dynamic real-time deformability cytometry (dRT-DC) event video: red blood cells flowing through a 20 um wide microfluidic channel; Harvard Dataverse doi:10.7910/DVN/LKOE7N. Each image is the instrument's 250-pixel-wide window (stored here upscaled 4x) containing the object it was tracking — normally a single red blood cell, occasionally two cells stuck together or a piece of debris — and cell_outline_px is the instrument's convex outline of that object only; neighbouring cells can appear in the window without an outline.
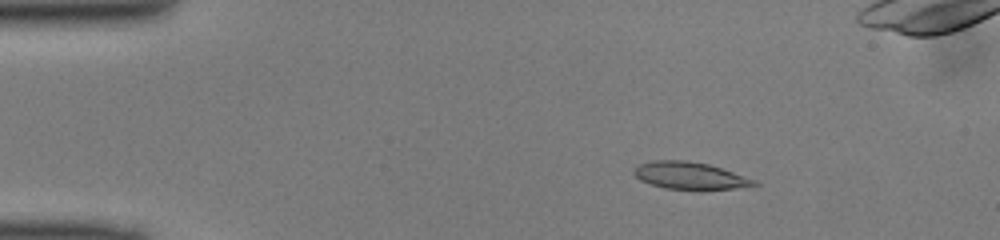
{"species": "common noctule bat (a hibernating species)", "species_latin": "Nyctalus noctula", "temperature_condition": "cold", "stored_images_in_passage": 49, "camera_frame_rate_fps": 3000, "um_per_image_px": 0.085, "animal": {"sex": "male", "body_mass_g": 13.0, "forearm_length_mm": 53.1}, "frame": {"image": 1, "passage_image": 7, "time_ms": 2.0, "image_size_px": [1000, 240], "cell_outline_px": [[760, 184], [736, 188], [700, 192], [696, 192], [664, 188], [640, 180], [632, 172], [640, 164], [652, 160], [684, 160], [708, 164], [756, 180]], "centroid_in_image_um": [58.65, 14.97], "position_along_channel_um": 26.3, "area_um2": 19.48}}
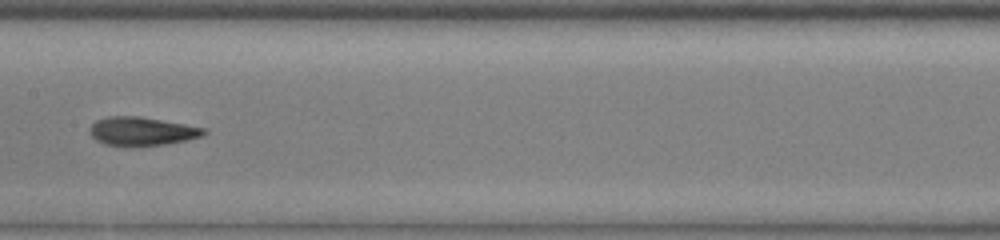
{"frame": {"image": 2, "passage_image": 24, "time_ms": 7.667, "image_size_px": [1000, 240], "cell_outline_px": [[208, 132], [204, 136], [164, 144], [104, 144], [96, 140], [88, 132], [88, 128], [96, 120], [108, 116], [140, 116], [208, 128]], "centroid_in_image_um": [12.08, 11.12], "position_along_channel_um": 195.3, "area_um2": 18.67}}
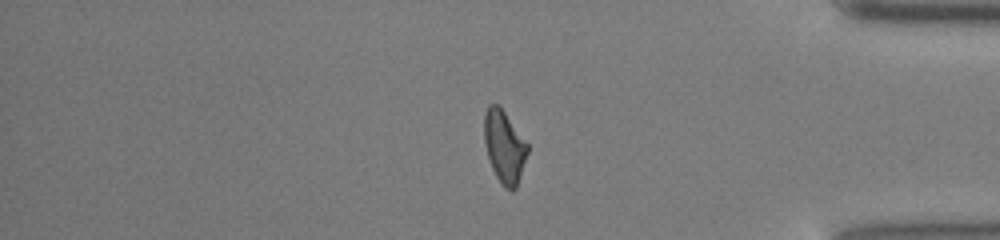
{"frame": {"image": 3, "passage_image": 40, "time_ms": 13.0, "image_size_px": [1000, 240], "cell_outline_px": [[528, 152], [516, 188], [512, 192], [496, 176], [492, 168], [488, 156], [484, 140], [484, 112], [488, 104], [496, 104], [504, 112], [528, 144]], "centroid_in_image_um": [42.86, 12.44], "position_along_channel_um": 392.3, "area_um2": 17.86}}